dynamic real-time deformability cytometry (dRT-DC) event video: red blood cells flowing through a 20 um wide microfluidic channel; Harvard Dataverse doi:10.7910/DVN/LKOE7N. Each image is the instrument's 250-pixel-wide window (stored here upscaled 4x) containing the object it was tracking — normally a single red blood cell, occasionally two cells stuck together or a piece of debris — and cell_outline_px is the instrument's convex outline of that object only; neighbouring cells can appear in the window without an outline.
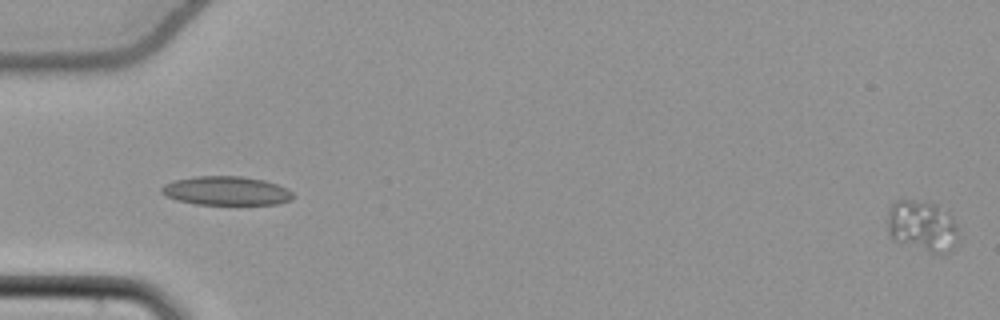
{"species": "common noctule bat (a hibernating species)", "species_latin": "Nyctalus noctula", "temperature_condition": "cold", "stored_images_in_passage": 57, "camera_frame_rate_fps": 3000, "um_per_image_px": 0.085, "animal": {"sex": "female", "body_mass_g": 22.7, "forearm_length_mm": 54.2}, "frame": {"image": 1, "passage_image": 1, "time_ms": 0.0, "image_size_px": [1000, 320], "cell_outline_px": [[960, 240], [944, 256], [932, 256], [896, 240], [888, 232], [888, 208], [896, 200], [916, 200], [936, 204], [948, 212], [956, 224]], "centroid_in_image_um": [78.44, 19.27], "position_along_channel_um": 6.6, "area_um2": 21.79}}
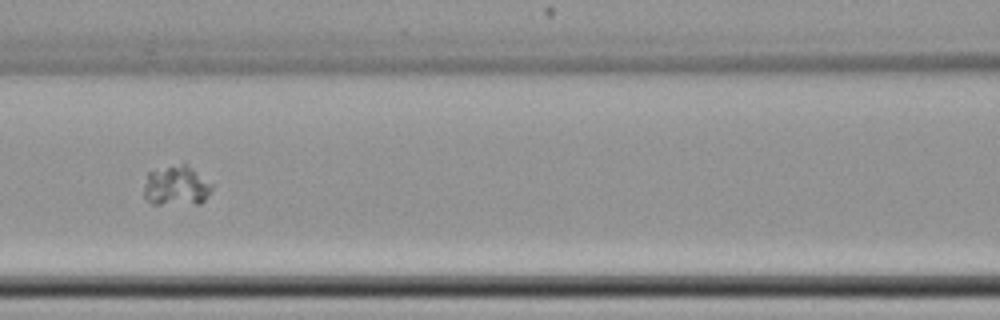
{"frame": {"image": 2, "passage_image": 27, "time_ms": 8.667, "image_size_px": [1000, 320], "cell_outline_px": [[212, 188], [208, 196], [200, 204], [152, 204], [144, 196], [144, 184], [148, 172], [180, 164], [184, 164], [192, 168], [212, 184]], "centroid_in_image_um": [14.99, 15.82], "position_along_channel_um": 151.6, "area_um2": 15.66}}
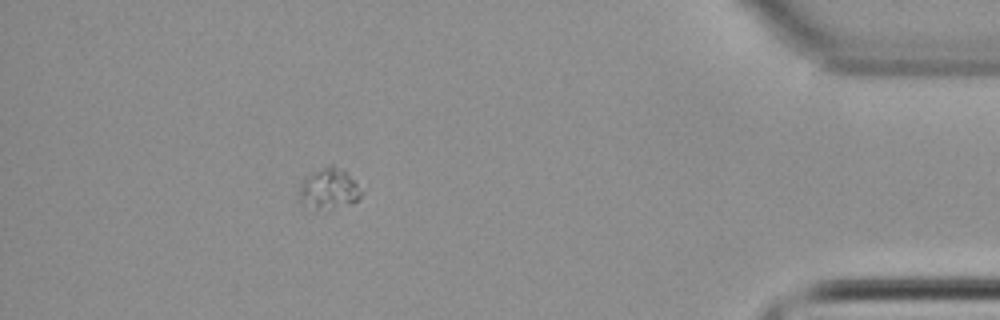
{"frame": {"image": 3, "passage_image": 51, "time_ms": 16.667, "image_size_px": [1000, 320], "cell_outline_px": [[360, 196], [352, 204], [328, 212], [312, 212], [300, 204], [300, 184], [304, 176], [332, 164], [340, 168], [356, 184], [360, 192]], "centroid_in_image_um": [27.86, 16.16], "position_along_channel_um": 407.3, "area_um2": 15.2}}